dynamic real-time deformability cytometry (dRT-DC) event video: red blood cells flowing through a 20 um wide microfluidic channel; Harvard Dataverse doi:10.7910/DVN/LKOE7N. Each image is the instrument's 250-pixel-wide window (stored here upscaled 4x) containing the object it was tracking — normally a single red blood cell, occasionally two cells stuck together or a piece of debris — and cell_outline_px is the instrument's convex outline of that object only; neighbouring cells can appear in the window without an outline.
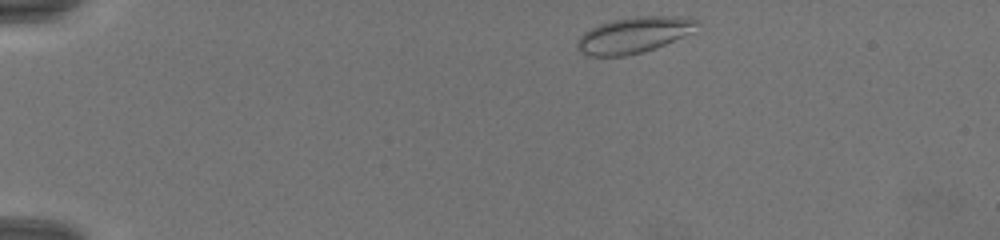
{"species": "common noctule bat (a hibernating species)", "species_latin": "Nyctalus noctula", "temperature_condition": "warm", "stored_images_in_passage": 58, "camera_frame_rate_fps": 3000, "um_per_image_px": 0.085, "animal": {"sex": "female", "body_mass_g": 19.5, "forearm_length_mm": 54.1}, "frame": {"image": 1, "passage_image": 2, "time_ms": 0.333, "image_size_px": [1000, 240], "cell_outline_px": [[700, 20], [688, 32], [664, 44], [644, 52], [624, 56], [588, 56], [576, 44], [580, 36], [584, 32], [600, 24], [612, 20], [636, 16], [676, 16]], "centroid_in_image_um": [53.81, 2.97], "position_along_channel_um": 31.2, "area_um2": 24.33}}
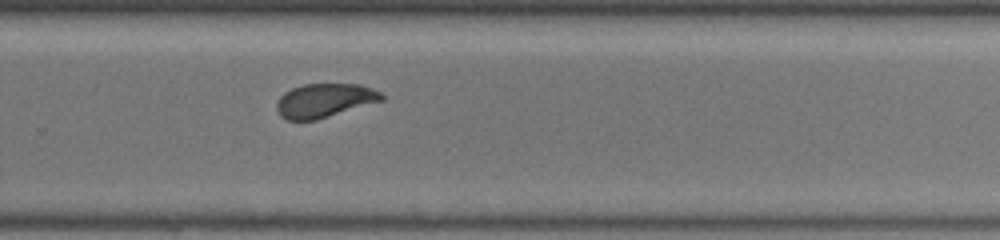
{"frame": {"image": 2, "passage_image": 37, "time_ms": 12.0, "image_size_px": [1000, 240], "cell_outline_px": [[384, 100], [316, 120], [288, 120], [280, 116], [276, 108], [276, 104], [280, 96], [284, 92], [292, 88], [304, 84], [360, 84], [372, 88], [380, 92], [384, 96]], "centroid_in_image_um": [27.58, 8.54], "position_along_channel_um": 302.2, "area_um2": 20.75}}
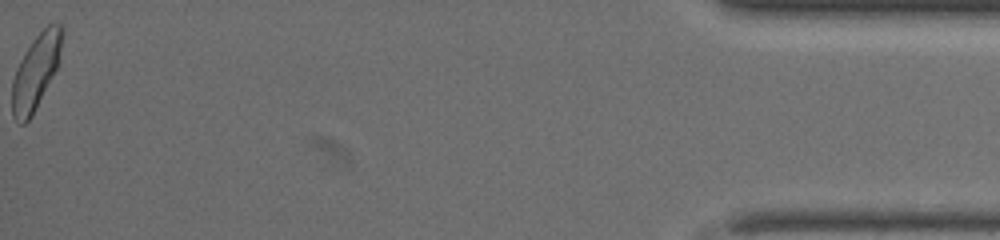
{"frame": {"image": 3, "passage_image": 58, "time_ms": 19.0, "image_size_px": [1000, 240], "cell_outline_px": [[64, 28], [56, 68], [32, 116], [24, 124], [20, 124], [12, 116], [12, 80], [16, 68], [20, 60], [36, 36], [48, 24], [60, 24]], "centroid_in_image_um": [3.01, 6.12], "position_along_channel_um": 432.2, "area_um2": 21.21}}